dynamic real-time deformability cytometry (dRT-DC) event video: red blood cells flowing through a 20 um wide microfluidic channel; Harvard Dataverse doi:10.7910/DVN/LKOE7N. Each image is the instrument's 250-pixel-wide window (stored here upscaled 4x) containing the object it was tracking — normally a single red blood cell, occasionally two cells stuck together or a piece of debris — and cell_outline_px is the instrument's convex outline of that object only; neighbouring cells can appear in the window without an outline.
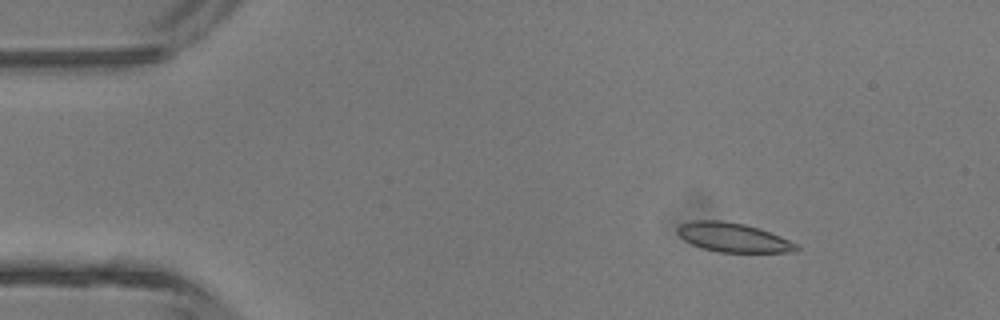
{"species": "common noctule bat (a hibernating species)", "species_latin": "Nyctalus noctula", "temperature_condition": "room temperature", "stored_images_in_passage": 3, "camera_frame_rate_fps": 3000, "um_per_image_px": 0.085, "animal": {"sex": "male", "body_mass_g": 13.3}, "frame": {"image": 1, "passage_image": 1, "time_ms": 0.0, "image_size_px": [1000, 320], "cell_outline_px": [[800, 248], [792, 252], [720, 252], [704, 248], [692, 244], [684, 240], [676, 232], [676, 228], [680, 224], [692, 220], [720, 220], [744, 224], [760, 228], [800, 244]], "centroid_in_image_um": [62.33, 20.17], "position_along_channel_um": 22.7, "area_um2": 20.29}}
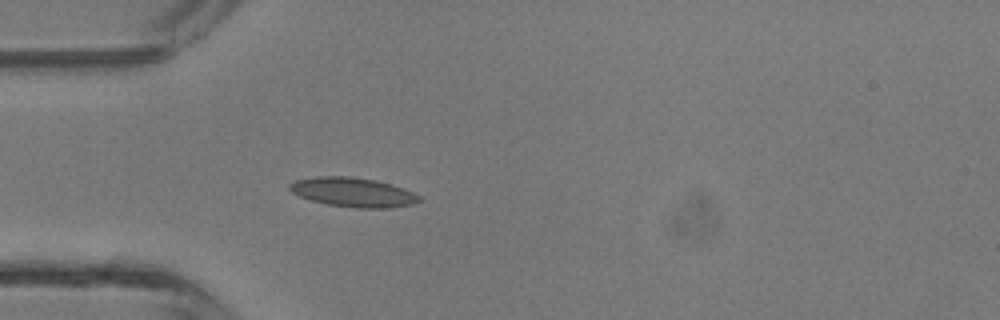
{"frame": {"image": 2, "passage_image": 3, "time_ms": 2.333, "image_size_px": [1000, 320], "cell_outline_px": [[424, 200], [412, 204], [392, 208], [356, 208], [328, 204], [312, 200], [300, 196], [292, 192], [288, 188], [288, 184], [296, 180], [316, 176], [352, 176], [376, 180], [404, 188], [420, 196]], "centroid_in_image_um": [30.03, 16.34], "position_along_channel_um": 55.0, "area_um2": 22.25}}